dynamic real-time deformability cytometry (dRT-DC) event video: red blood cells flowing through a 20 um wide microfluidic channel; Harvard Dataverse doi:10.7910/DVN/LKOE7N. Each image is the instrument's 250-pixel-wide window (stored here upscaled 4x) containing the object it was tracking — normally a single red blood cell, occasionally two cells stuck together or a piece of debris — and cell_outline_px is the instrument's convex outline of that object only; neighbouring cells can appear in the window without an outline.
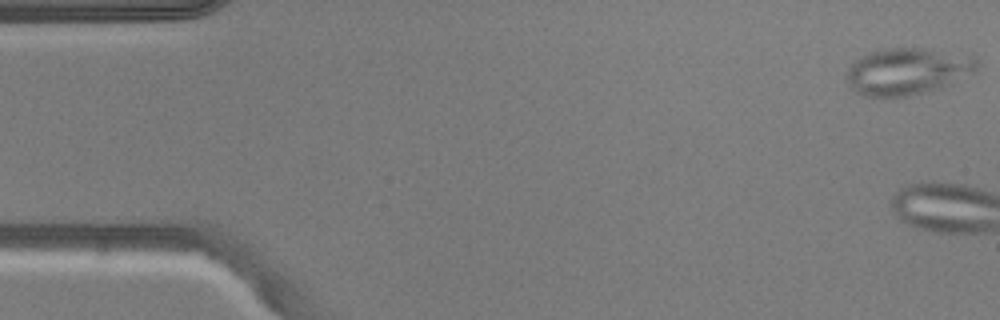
{"species": "common noctule bat (a hibernating species)", "species_latin": "Nyctalus noctula", "temperature_condition": "warm", "stored_images_in_passage": 3, "camera_frame_rate_fps": 3000, "um_per_image_px": 0.085, "animal": {"sex": "male", "body_mass_g": 20.5, "forearm_length_mm": 52.5}, "frame": {"image": 1, "passage_image": 1, "time_ms": 0.0, "image_size_px": [1000, 320], "cell_outline_px": [[980, 64], [976, 72], [944, 88], [908, 96], [864, 96], [856, 92], [844, 80], [848, 68], [856, 60], [872, 52], [884, 48], [920, 48], [976, 56]], "centroid_in_image_um": [77.19, 6.07], "position_along_channel_um": 7.8, "area_um2": 35.89}}